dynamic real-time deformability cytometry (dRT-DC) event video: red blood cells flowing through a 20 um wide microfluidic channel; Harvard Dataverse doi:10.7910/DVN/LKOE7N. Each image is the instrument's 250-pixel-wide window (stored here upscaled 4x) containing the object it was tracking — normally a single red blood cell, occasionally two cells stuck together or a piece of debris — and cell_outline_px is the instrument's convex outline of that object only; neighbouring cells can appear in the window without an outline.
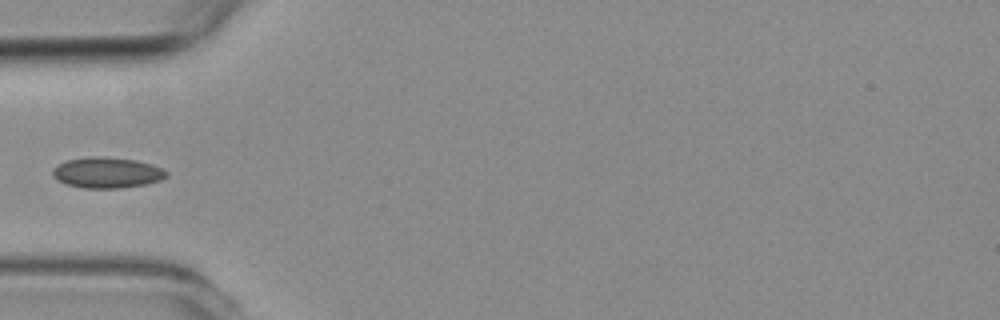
{"species": "common noctule bat (a hibernating species)", "species_latin": "Nyctalus noctula", "temperature_condition": "room temperature", "stored_images_in_passage": 1, "camera_frame_rate_fps": 3000, "um_per_image_px": 0.085, "animal": {"sex": "female", "body_mass_g": 19.3, "forearm_length_mm": 54.1}, "frame": {"image": 1, "passage_image": 1, "time_ms": 0.0, "image_size_px": [1000, 320], "cell_outline_px": [[168, 176], [160, 180], [144, 184], [120, 188], [80, 188], [64, 184], [56, 180], [52, 176], [52, 168], [56, 164], [64, 160], [92, 156], [104, 156], [136, 160], [152, 164], [164, 168], [168, 172]], "centroid_in_image_um": [9.05, 14.66], "position_along_channel_um": 76.0, "area_um2": 20.87}}